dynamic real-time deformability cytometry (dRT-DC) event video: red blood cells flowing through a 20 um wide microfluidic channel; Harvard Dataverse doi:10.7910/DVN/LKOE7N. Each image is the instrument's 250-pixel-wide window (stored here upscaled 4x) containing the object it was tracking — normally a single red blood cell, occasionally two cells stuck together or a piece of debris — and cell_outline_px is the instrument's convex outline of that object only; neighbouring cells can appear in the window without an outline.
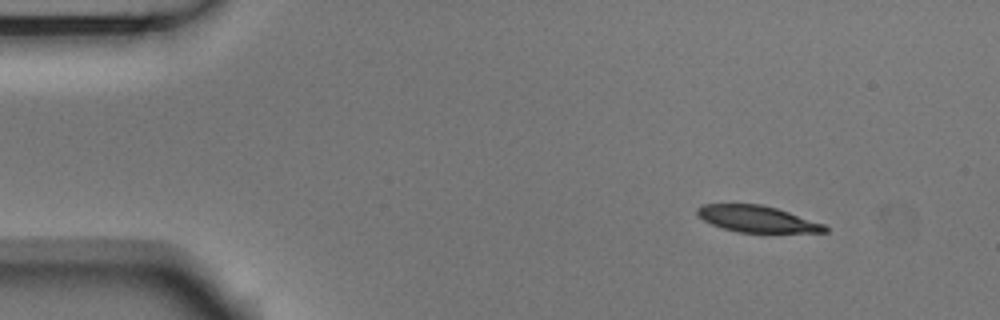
{"species": "Egyptian fruit bat (a non-hibernating species)", "species_latin": "Rousettus aegyptiacus", "temperature_condition": "room temperature", "stored_images_in_passage": 49, "camera_frame_rate_fps": 3000, "um_per_image_px": 0.085, "animal": {"sex": "male"}, "frame": {"image": 1, "passage_image": 1, "time_ms": 0.0, "image_size_px": [1000, 320], "cell_outline_px": [[828, 232], [736, 232], [712, 224], [704, 220], [696, 212], [696, 208], [700, 204], [760, 204], [776, 208], [824, 224], [828, 228]], "centroid_in_image_um": [64.33, 18.6], "position_along_channel_um": 20.7, "area_um2": 19.42}}
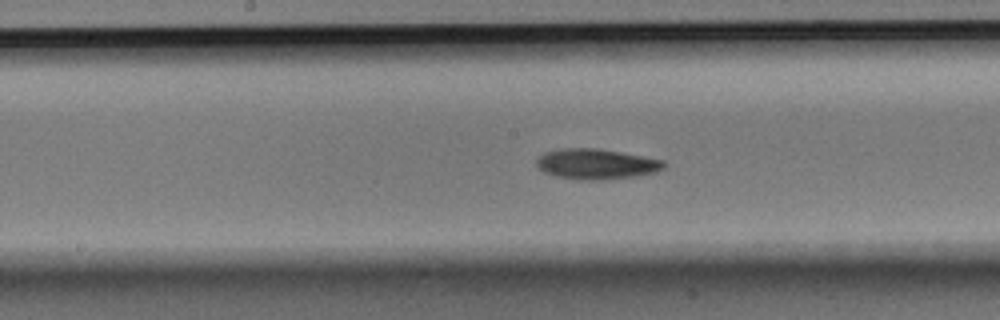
{"frame": {"image": 2, "passage_image": 22, "time_ms": 7.0, "image_size_px": [1000, 320], "cell_outline_px": [[668, 164], [664, 168], [656, 172], [632, 176], [604, 180], [572, 180], [556, 176], [544, 172], [536, 164], [536, 160], [544, 152], [560, 148], [596, 148], [644, 156], [664, 160]], "centroid_in_image_um": [50.68, 13.94], "position_along_channel_um": 197.5, "area_um2": 22.72}}
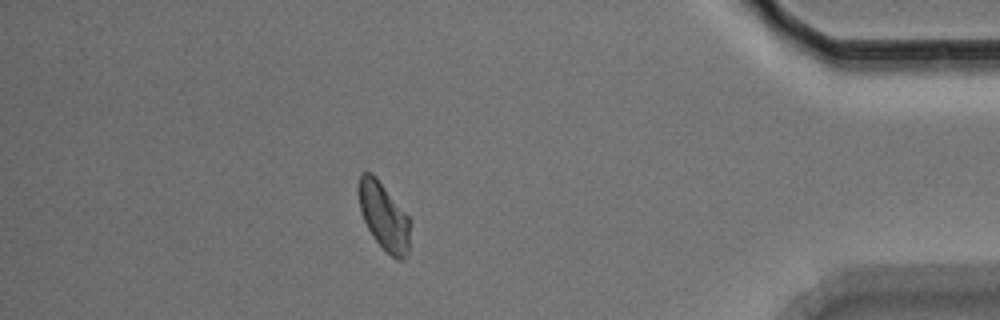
{"frame": {"image": 3, "passage_image": 42, "time_ms": 13.667, "image_size_px": [1000, 320], "cell_outline_px": [[408, 252], [404, 260], [396, 260], [372, 236], [364, 220], [360, 208], [360, 172], [372, 172], [376, 176], [408, 216]], "centroid_in_image_um": [32.63, 18.39], "position_along_channel_um": 402.6, "area_um2": 19.54}, "authors_computed_cell_mechanics": {"area_um2": 21.386, "velocity_mm_per_s": 3.709, "shape_relaxation_time_tau1_ms": 2.7182, "shape_relaxation_time_tau2_ms": null, "deformation_change_tau1": 0.1224, "deformation_change_tau2": null}}